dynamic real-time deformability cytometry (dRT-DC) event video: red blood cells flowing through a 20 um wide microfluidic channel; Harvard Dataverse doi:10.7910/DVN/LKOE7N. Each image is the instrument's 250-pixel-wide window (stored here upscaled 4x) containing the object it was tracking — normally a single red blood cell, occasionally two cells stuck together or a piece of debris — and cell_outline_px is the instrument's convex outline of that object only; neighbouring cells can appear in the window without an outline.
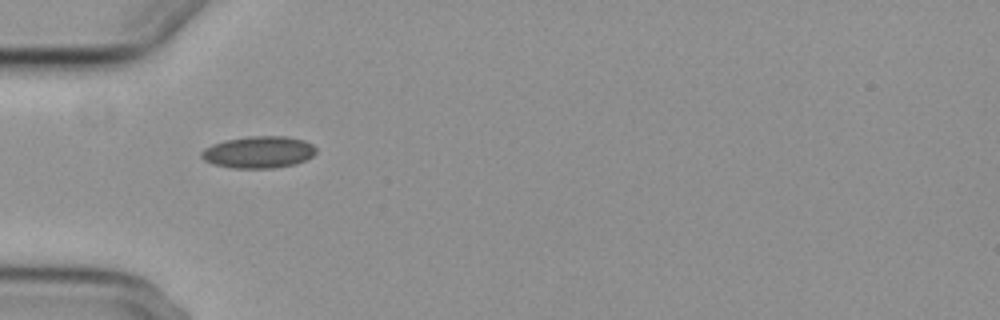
{"species": "common noctule bat (a hibernating species)", "species_latin": "Nyctalus noctula", "temperature_condition": "cold", "stored_images_in_passage": 39, "camera_frame_rate_fps": 3000, "um_per_image_px": 0.085, "animal": {"sex": "female", "body_mass_g": 29.2, "forearm_length_mm": 56.3}, "frame": {"image": 1, "passage_image": 1, "time_ms": 0.0, "image_size_px": [1000, 320], "cell_outline_px": [[316, 152], [312, 156], [296, 164], [272, 168], [232, 168], [212, 164], [204, 160], [200, 156], [200, 152], [204, 148], [212, 144], [228, 140], [248, 136], [284, 136], [304, 140], [312, 144], [316, 148]], "centroid_in_image_um": [21.96, 12.93], "position_along_channel_um": 63.0, "area_um2": 21.33}}
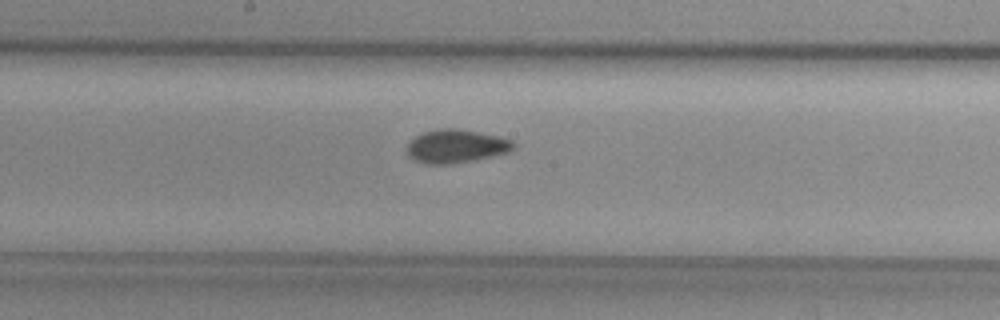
{"frame": {"image": 2, "passage_image": 13, "time_ms": 4.0, "image_size_px": [1000, 320], "cell_outline_px": [[516, 148], [508, 152], [472, 160], [448, 164], [424, 164], [408, 156], [408, 144], [416, 136], [424, 132], [436, 128], [456, 128], [500, 136], [512, 140], [516, 144]], "centroid_in_image_um": [38.79, 12.41], "position_along_channel_um": 209.4, "area_um2": 20.63}}
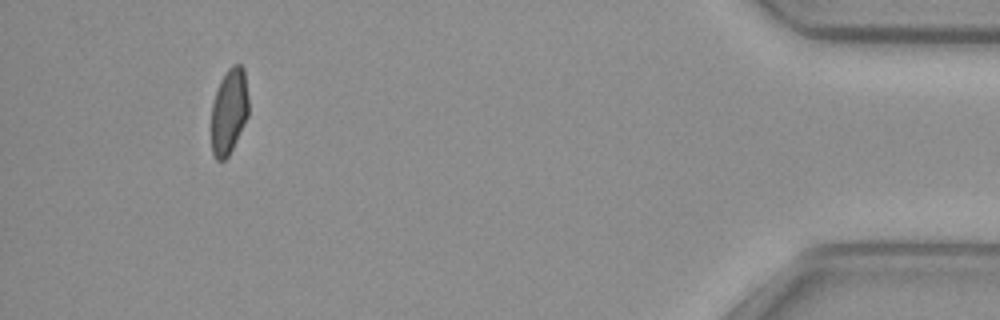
{"frame": {"image": 3, "passage_image": 35, "time_ms": 11.333, "image_size_px": [1000, 320], "cell_outline_px": [[248, 116], [228, 156], [224, 160], [216, 160], [212, 152], [212, 104], [220, 80], [228, 68], [232, 64], [240, 64], [244, 68], [248, 96]], "centroid_in_image_um": [19.47, 9.43], "position_along_channel_um": 415.7, "area_um2": 18.5}, "authors_computed_cell_mechanics": {"area_um2": 19.941, "velocity_mm_per_s": 3.7266, "shape_relaxation_time_tau1_ms": null, "shape_relaxation_time_tau2_ms": 1.9771, "deformation_change_tau1": null, "deformation_change_tau2": 0.0599}}